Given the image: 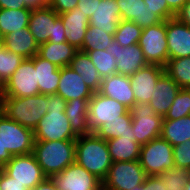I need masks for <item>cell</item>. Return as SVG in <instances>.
<instances>
[{
	"label": "cell",
	"mask_w": 190,
	"mask_h": 190,
	"mask_svg": "<svg viewBox=\"0 0 190 190\" xmlns=\"http://www.w3.org/2000/svg\"><path fill=\"white\" fill-rule=\"evenodd\" d=\"M67 102L58 94L48 95L47 113L33 130L35 141L76 140L65 114Z\"/></svg>",
	"instance_id": "6da1fadb"
},
{
	"label": "cell",
	"mask_w": 190,
	"mask_h": 190,
	"mask_svg": "<svg viewBox=\"0 0 190 190\" xmlns=\"http://www.w3.org/2000/svg\"><path fill=\"white\" fill-rule=\"evenodd\" d=\"M75 162L103 181L112 165L106 140L95 133L78 136L75 140Z\"/></svg>",
	"instance_id": "7a4b0ae2"
},
{
	"label": "cell",
	"mask_w": 190,
	"mask_h": 190,
	"mask_svg": "<svg viewBox=\"0 0 190 190\" xmlns=\"http://www.w3.org/2000/svg\"><path fill=\"white\" fill-rule=\"evenodd\" d=\"M48 95L37 94L27 97L1 96L0 111L9 119L34 130L47 113Z\"/></svg>",
	"instance_id": "3957f363"
},
{
	"label": "cell",
	"mask_w": 190,
	"mask_h": 190,
	"mask_svg": "<svg viewBox=\"0 0 190 190\" xmlns=\"http://www.w3.org/2000/svg\"><path fill=\"white\" fill-rule=\"evenodd\" d=\"M33 154L50 178L75 162V140L34 141Z\"/></svg>",
	"instance_id": "277c9868"
},
{
	"label": "cell",
	"mask_w": 190,
	"mask_h": 190,
	"mask_svg": "<svg viewBox=\"0 0 190 190\" xmlns=\"http://www.w3.org/2000/svg\"><path fill=\"white\" fill-rule=\"evenodd\" d=\"M140 164L147 176H155L175 167L173 146L161 136L141 145Z\"/></svg>",
	"instance_id": "5b68a950"
},
{
	"label": "cell",
	"mask_w": 190,
	"mask_h": 190,
	"mask_svg": "<svg viewBox=\"0 0 190 190\" xmlns=\"http://www.w3.org/2000/svg\"><path fill=\"white\" fill-rule=\"evenodd\" d=\"M146 177L139 160L113 162L102 181V190H132L143 184Z\"/></svg>",
	"instance_id": "8992f818"
},
{
	"label": "cell",
	"mask_w": 190,
	"mask_h": 190,
	"mask_svg": "<svg viewBox=\"0 0 190 190\" xmlns=\"http://www.w3.org/2000/svg\"><path fill=\"white\" fill-rule=\"evenodd\" d=\"M0 136L3 147L12 156L33 153L35 141L33 130L9 119L2 111H0Z\"/></svg>",
	"instance_id": "52a82bcc"
},
{
	"label": "cell",
	"mask_w": 190,
	"mask_h": 190,
	"mask_svg": "<svg viewBox=\"0 0 190 190\" xmlns=\"http://www.w3.org/2000/svg\"><path fill=\"white\" fill-rule=\"evenodd\" d=\"M138 44L148 64L165 67L168 61L166 21L144 28Z\"/></svg>",
	"instance_id": "ba28073f"
},
{
	"label": "cell",
	"mask_w": 190,
	"mask_h": 190,
	"mask_svg": "<svg viewBox=\"0 0 190 190\" xmlns=\"http://www.w3.org/2000/svg\"><path fill=\"white\" fill-rule=\"evenodd\" d=\"M133 133L140 145L161 136L163 117L148 103H135L131 108Z\"/></svg>",
	"instance_id": "9c48e42d"
},
{
	"label": "cell",
	"mask_w": 190,
	"mask_h": 190,
	"mask_svg": "<svg viewBox=\"0 0 190 190\" xmlns=\"http://www.w3.org/2000/svg\"><path fill=\"white\" fill-rule=\"evenodd\" d=\"M130 109L113 98L94 92L88 101V129L94 133L104 123L120 119Z\"/></svg>",
	"instance_id": "30bf717a"
},
{
	"label": "cell",
	"mask_w": 190,
	"mask_h": 190,
	"mask_svg": "<svg viewBox=\"0 0 190 190\" xmlns=\"http://www.w3.org/2000/svg\"><path fill=\"white\" fill-rule=\"evenodd\" d=\"M40 94L34 57L24 59L18 69L2 87L1 96L27 97Z\"/></svg>",
	"instance_id": "8fae6325"
},
{
	"label": "cell",
	"mask_w": 190,
	"mask_h": 190,
	"mask_svg": "<svg viewBox=\"0 0 190 190\" xmlns=\"http://www.w3.org/2000/svg\"><path fill=\"white\" fill-rule=\"evenodd\" d=\"M2 169L8 176L15 178L29 190L47 178L33 153L13 156Z\"/></svg>",
	"instance_id": "7c38bea8"
},
{
	"label": "cell",
	"mask_w": 190,
	"mask_h": 190,
	"mask_svg": "<svg viewBox=\"0 0 190 190\" xmlns=\"http://www.w3.org/2000/svg\"><path fill=\"white\" fill-rule=\"evenodd\" d=\"M50 178L58 190H102V181L77 162Z\"/></svg>",
	"instance_id": "4fadbf2b"
},
{
	"label": "cell",
	"mask_w": 190,
	"mask_h": 190,
	"mask_svg": "<svg viewBox=\"0 0 190 190\" xmlns=\"http://www.w3.org/2000/svg\"><path fill=\"white\" fill-rule=\"evenodd\" d=\"M106 50L117 61V74L130 76L148 65L138 43L123 47L113 40Z\"/></svg>",
	"instance_id": "5bb4252c"
},
{
	"label": "cell",
	"mask_w": 190,
	"mask_h": 190,
	"mask_svg": "<svg viewBox=\"0 0 190 190\" xmlns=\"http://www.w3.org/2000/svg\"><path fill=\"white\" fill-rule=\"evenodd\" d=\"M164 72V67L148 64L129 76L136 103H149L156 82Z\"/></svg>",
	"instance_id": "9a60e30c"
},
{
	"label": "cell",
	"mask_w": 190,
	"mask_h": 190,
	"mask_svg": "<svg viewBox=\"0 0 190 190\" xmlns=\"http://www.w3.org/2000/svg\"><path fill=\"white\" fill-rule=\"evenodd\" d=\"M168 59L190 56V27L177 18L166 20Z\"/></svg>",
	"instance_id": "2e32d148"
},
{
	"label": "cell",
	"mask_w": 190,
	"mask_h": 190,
	"mask_svg": "<svg viewBox=\"0 0 190 190\" xmlns=\"http://www.w3.org/2000/svg\"><path fill=\"white\" fill-rule=\"evenodd\" d=\"M66 102L78 98H91L94 92L81 76L71 69L70 66L60 68V80L57 92Z\"/></svg>",
	"instance_id": "e0dca14e"
},
{
	"label": "cell",
	"mask_w": 190,
	"mask_h": 190,
	"mask_svg": "<svg viewBox=\"0 0 190 190\" xmlns=\"http://www.w3.org/2000/svg\"><path fill=\"white\" fill-rule=\"evenodd\" d=\"M117 4L121 20L132 21L142 29L163 22L157 14H153L152 10L146 7L144 0H117Z\"/></svg>",
	"instance_id": "ac0fdd59"
},
{
	"label": "cell",
	"mask_w": 190,
	"mask_h": 190,
	"mask_svg": "<svg viewBox=\"0 0 190 190\" xmlns=\"http://www.w3.org/2000/svg\"><path fill=\"white\" fill-rule=\"evenodd\" d=\"M98 93L117 100L129 109L136 103L127 75L114 74L103 78Z\"/></svg>",
	"instance_id": "d6986e66"
},
{
	"label": "cell",
	"mask_w": 190,
	"mask_h": 190,
	"mask_svg": "<svg viewBox=\"0 0 190 190\" xmlns=\"http://www.w3.org/2000/svg\"><path fill=\"white\" fill-rule=\"evenodd\" d=\"M59 17L49 5L33 9L30 14L28 28L34 39L41 45L53 37L55 20Z\"/></svg>",
	"instance_id": "ffe728a7"
},
{
	"label": "cell",
	"mask_w": 190,
	"mask_h": 190,
	"mask_svg": "<svg viewBox=\"0 0 190 190\" xmlns=\"http://www.w3.org/2000/svg\"><path fill=\"white\" fill-rule=\"evenodd\" d=\"M180 89L178 84L164 72L156 82L148 104L157 115L164 118Z\"/></svg>",
	"instance_id": "44dd1931"
},
{
	"label": "cell",
	"mask_w": 190,
	"mask_h": 190,
	"mask_svg": "<svg viewBox=\"0 0 190 190\" xmlns=\"http://www.w3.org/2000/svg\"><path fill=\"white\" fill-rule=\"evenodd\" d=\"M120 22L121 15L117 0H101L94 14L89 18L88 27H97L114 35Z\"/></svg>",
	"instance_id": "7402d4cb"
},
{
	"label": "cell",
	"mask_w": 190,
	"mask_h": 190,
	"mask_svg": "<svg viewBox=\"0 0 190 190\" xmlns=\"http://www.w3.org/2000/svg\"><path fill=\"white\" fill-rule=\"evenodd\" d=\"M59 17L63 21L67 42L80 50L83 46L86 30L89 26V18L78 8L61 13Z\"/></svg>",
	"instance_id": "603a6c76"
},
{
	"label": "cell",
	"mask_w": 190,
	"mask_h": 190,
	"mask_svg": "<svg viewBox=\"0 0 190 190\" xmlns=\"http://www.w3.org/2000/svg\"><path fill=\"white\" fill-rule=\"evenodd\" d=\"M34 68L40 94H56L60 80V68L41 58L38 54L34 56Z\"/></svg>",
	"instance_id": "cb8c5ba5"
},
{
	"label": "cell",
	"mask_w": 190,
	"mask_h": 190,
	"mask_svg": "<svg viewBox=\"0 0 190 190\" xmlns=\"http://www.w3.org/2000/svg\"><path fill=\"white\" fill-rule=\"evenodd\" d=\"M3 46L24 59L33 58L38 54L39 45L28 27L17 32H11L3 37Z\"/></svg>",
	"instance_id": "d4e9b609"
},
{
	"label": "cell",
	"mask_w": 190,
	"mask_h": 190,
	"mask_svg": "<svg viewBox=\"0 0 190 190\" xmlns=\"http://www.w3.org/2000/svg\"><path fill=\"white\" fill-rule=\"evenodd\" d=\"M106 143L112 162L135 161L140 158L141 145L135 135L108 139Z\"/></svg>",
	"instance_id": "484cf974"
},
{
	"label": "cell",
	"mask_w": 190,
	"mask_h": 190,
	"mask_svg": "<svg viewBox=\"0 0 190 190\" xmlns=\"http://www.w3.org/2000/svg\"><path fill=\"white\" fill-rule=\"evenodd\" d=\"M69 66L81 76V79L93 92L99 91L102 78L86 52L78 50Z\"/></svg>",
	"instance_id": "4316f807"
},
{
	"label": "cell",
	"mask_w": 190,
	"mask_h": 190,
	"mask_svg": "<svg viewBox=\"0 0 190 190\" xmlns=\"http://www.w3.org/2000/svg\"><path fill=\"white\" fill-rule=\"evenodd\" d=\"M89 100L90 98H78L67 101L64 112L77 136L90 134L87 120Z\"/></svg>",
	"instance_id": "83f0119b"
},
{
	"label": "cell",
	"mask_w": 190,
	"mask_h": 190,
	"mask_svg": "<svg viewBox=\"0 0 190 190\" xmlns=\"http://www.w3.org/2000/svg\"><path fill=\"white\" fill-rule=\"evenodd\" d=\"M77 51L78 50L68 42L59 44L46 42L39 45L38 55L55 64L57 67L62 68L70 65Z\"/></svg>",
	"instance_id": "f1b7e54d"
},
{
	"label": "cell",
	"mask_w": 190,
	"mask_h": 190,
	"mask_svg": "<svg viewBox=\"0 0 190 190\" xmlns=\"http://www.w3.org/2000/svg\"><path fill=\"white\" fill-rule=\"evenodd\" d=\"M31 9L17 10L0 9V33L4 37L11 32H17L28 27Z\"/></svg>",
	"instance_id": "f546056e"
},
{
	"label": "cell",
	"mask_w": 190,
	"mask_h": 190,
	"mask_svg": "<svg viewBox=\"0 0 190 190\" xmlns=\"http://www.w3.org/2000/svg\"><path fill=\"white\" fill-rule=\"evenodd\" d=\"M161 137L173 147L190 140V115L176 120H163Z\"/></svg>",
	"instance_id": "4dcf8cb0"
},
{
	"label": "cell",
	"mask_w": 190,
	"mask_h": 190,
	"mask_svg": "<svg viewBox=\"0 0 190 190\" xmlns=\"http://www.w3.org/2000/svg\"><path fill=\"white\" fill-rule=\"evenodd\" d=\"M94 133L106 141L120 136L134 135L130 110L126 114L120 116V119H113L104 123Z\"/></svg>",
	"instance_id": "1f68e13d"
},
{
	"label": "cell",
	"mask_w": 190,
	"mask_h": 190,
	"mask_svg": "<svg viewBox=\"0 0 190 190\" xmlns=\"http://www.w3.org/2000/svg\"><path fill=\"white\" fill-rule=\"evenodd\" d=\"M164 69L181 89H190V56L168 59Z\"/></svg>",
	"instance_id": "d6a6232c"
},
{
	"label": "cell",
	"mask_w": 190,
	"mask_h": 190,
	"mask_svg": "<svg viewBox=\"0 0 190 190\" xmlns=\"http://www.w3.org/2000/svg\"><path fill=\"white\" fill-rule=\"evenodd\" d=\"M114 40L113 34H108L97 27H88L81 51L106 50Z\"/></svg>",
	"instance_id": "836d02e7"
},
{
	"label": "cell",
	"mask_w": 190,
	"mask_h": 190,
	"mask_svg": "<svg viewBox=\"0 0 190 190\" xmlns=\"http://www.w3.org/2000/svg\"><path fill=\"white\" fill-rule=\"evenodd\" d=\"M85 52L89 55L91 62L94 64L102 79L117 74V61L107 50Z\"/></svg>",
	"instance_id": "e575fe53"
},
{
	"label": "cell",
	"mask_w": 190,
	"mask_h": 190,
	"mask_svg": "<svg viewBox=\"0 0 190 190\" xmlns=\"http://www.w3.org/2000/svg\"><path fill=\"white\" fill-rule=\"evenodd\" d=\"M142 28L132 21L121 20L114 33V40L123 47L138 43L142 34Z\"/></svg>",
	"instance_id": "d590c367"
},
{
	"label": "cell",
	"mask_w": 190,
	"mask_h": 190,
	"mask_svg": "<svg viewBox=\"0 0 190 190\" xmlns=\"http://www.w3.org/2000/svg\"><path fill=\"white\" fill-rule=\"evenodd\" d=\"M24 58L9 51L3 45L0 47V86L3 87L11 75L18 69Z\"/></svg>",
	"instance_id": "8d00e7d4"
},
{
	"label": "cell",
	"mask_w": 190,
	"mask_h": 190,
	"mask_svg": "<svg viewBox=\"0 0 190 190\" xmlns=\"http://www.w3.org/2000/svg\"><path fill=\"white\" fill-rule=\"evenodd\" d=\"M157 176L166 184V190H184L190 176V170L182 167H173Z\"/></svg>",
	"instance_id": "74e56055"
},
{
	"label": "cell",
	"mask_w": 190,
	"mask_h": 190,
	"mask_svg": "<svg viewBox=\"0 0 190 190\" xmlns=\"http://www.w3.org/2000/svg\"><path fill=\"white\" fill-rule=\"evenodd\" d=\"M190 115V89H180L163 120H176Z\"/></svg>",
	"instance_id": "f35d334b"
},
{
	"label": "cell",
	"mask_w": 190,
	"mask_h": 190,
	"mask_svg": "<svg viewBox=\"0 0 190 190\" xmlns=\"http://www.w3.org/2000/svg\"><path fill=\"white\" fill-rule=\"evenodd\" d=\"M175 167L187 168L190 170V140L173 147Z\"/></svg>",
	"instance_id": "ab89813d"
},
{
	"label": "cell",
	"mask_w": 190,
	"mask_h": 190,
	"mask_svg": "<svg viewBox=\"0 0 190 190\" xmlns=\"http://www.w3.org/2000/svg\"><path fill=\"white\" fill-rule=\"evenodd\" d=\"M146 7L152 10L153 14H157L163 21L174 18L175 13L168 7L165 0H144Z\"/></svg>",
	"instance_id": "60d3db41"
},
{
	"label": "cell",
	"mask_w": 190,
	"mask_h": 190,
	"mask_svg": "<svg viewBox=\"0 0 190 190\" xmlns=\"http://www.w3.org/2000/svg\"><path fill=\"white\" fill-rule=\"evenodd\" d=\"M78 0H49L48 5L58 14L72 11L77 7Z\"/></svg>",
	"instance_id": "b9f144b4"
},
{
	"label": "cell",
	"mask_w": 190,
	"mask_h": 190,
	"mask_svg": "<svg viewBox=\"0 0 190 190\" xmlns=\"http://www.w3.org/2000/svg\"><path fill=\"white\" fill-rule=\"evenodd\" d=\"M132 190H166V184L157 175L147 176L143 184L132 188Z\"/></svg>",
	"instance_id": "7bdbcfd3"
},
{
	"label": "cell",
	"mask_w": 190,
	"mask_h": 190,
	"mask_svg": "<svg viewBox=\"0 0 190 190\" xmlns=\"http://www.w3.org/2000/svg\"><path fill=\"white\" fill-rule=\"evenodd\" d=\"M0 190H29L24 184L8 176L3 170L0 178Z\"/></svg>",
	"instance_id": "ee69618b"
},
{
	"label": "cell",
	"mask_w": 190,
	"mask_h": 190,
	"mask_svg": "<svg viewBox=\"0 0 190 190\" xmlns=\"http://www.w3.org/2000/svg\"><path fill=\"white\" fill-rule=\"evenodd\" d=\"M48 42H52L55 44L67 42L65 36V28L63 25V21L60 17L55 20L54 30H53V37H49Z\"/></svg>",
	"instance_id": "f6af8a7d"
},
{
	"label": "cell",
	"mask_w": 190,
	"mask_h": 190,
	"mask_svg": "<svg viewBox=\"0 0 190 190\" xmlns=\"http://www.w3.org/2000/svg\"><path fill=\"white\" fill-rule=\"evenodd\" d=\"M101 0H78L77 7L85 16L90 18Z\"/></svg>",
	"instance_id": "bcb514c9"
},
{
	"label": "cell",
	"mask_w": 190,
	"mask_h": 190,
	"mask_svg": "<svg viewBox=\"0 0 190 190\" xmlns=\"http://www.w3.org/2000/svg\"><path fill=\"white\" fill-rule=\"evenodd\" d=\"M175 18L190 27V0L186 1V3L175 15Z\"/></svg>",
	"instance_id": "7dc6e473"
},
{
	"label": "cell",
	"mask_w": 190,
	"mask_h": 190,
	"mask_svg": "<svg viewBox=\"0 0 190 190\" xmlns=\"http://www.w3.org/2000/svg\"><path fill=\"white\" fill-rule=\"evenodd\" d=\"M24 8V0H0V9L17 10Z\"/></svg>",
	"instance_id": "c3c4849f"
},
{
	"label": "cell",
	"mask_w": 190,
	"mask_h": 190,
	"mask_svg": "<svg viewBox=\"0 0 190 190\" xmlns=\"http://www.w3.org/2000/svg\"><path fill=\"white\" fill-rule=\"evenodd\" d=\"M49 0H24V8L31 10L43 8L48 5Z\"/></svg>",
	"instance_id": "681fc988"
},
{
	"label": "cell",
	"mask_w": 190,
	"mask_h": 190,
	"mask_svg": "<svg viewBox=\"0 0 190 190\" xmlns=\"http://www.w3.org/2000/svg\"><path fill=\"white\" fill-rule=\"evenodd\" d=\"M11 153L7 151L6 148L3 147V142L1 141L0 136V168H3L6 163H8L12 159Z\"/></svg>",
	"instance_id": "f907efd6"
},
{
	"label": "cell",
	"mask_w": 190,
	"mask_h": 190,
	"mask_svg": "<svg viewBox=\"0 0 190 190\" xmlns=\"http://www.w3.org/2000/svg\"><path fill=\"white\" fill-rule=\"evenodd\" d=\"M31 190H58L51 178L47 177L43 182L36 185Z\"/></svg>",
	"instance_id": "816d5d0a"
},
{
	"label": "cell",
	"mask_w": 190,
	"mask_h": 190,
	"mask_svg": "<svg viewBox=\"0 0 190 190\" xmlns=\"http://www.w3.org/2000/svg\"><path fill=\"white\" fill-rule=\"evenodd\" d=\"M167 1L168 7L175 13L182 8V6L186 3L187 0H165Z\"/></svg>",
	"instance_id": "f5cc1de1"
},
{
	"label": "cell",
	"mask_w": 190,
	"mask_h": 190,
	"mask_svg": "<svg viewBox=\"0 0 190 190\" xmlns=\"http://www.w3.org/2000/svg\"><path fill=\"white\" fill-rule=\"evenodd\" d=\"M184 190H190V176H189V178L187 180V183H186V185L184 187Z\"/></svg>",
	"instance_id": "db71d44e"
},
{
	"label": "cell",
	"mask_w": 190,
	"mask_h": 190,
	"mask_svg": "<svg viewBox=\"0 0 190 190\" xmlns=\"http://www.w3.org/2000/svg\"><path fill=\"white\" fill-rule=\"evenodd\" d=\"M3 45V36L0 33V47Z\"/></svg>",
	"instance_id": "11a10c76"
},
{
	"label": "cell",
	"mask_w": 190,
	"mask_h": 190,
	"mask_svg": "<svg viewBox=\"0 0 190 190\" xmlns=\"http://www.w3.org/2000/svg\"><path fill=\"white\" fill-rule=\"evenodd\" d=\"M1 94H2V87L0 86V99H1Z\"/></svg>",
	"instance_id": "9f6ffc18"
},
{
	"label": "cell",
	"mask_w": 190,
	"mask_h": 190,
	"mask_svg": "<svg viewBox=\"0 0 190 190\" xmlns=\"http://www.w3.org/2000/svg\"><path fill=\"white\" fill-rule=\"evenodd\" d=\"M2 170H3V169H2V168H0V178H1V173H2Z\"/></svg>",
	"instance_id": "6f0895ef"
}]
</instances>
